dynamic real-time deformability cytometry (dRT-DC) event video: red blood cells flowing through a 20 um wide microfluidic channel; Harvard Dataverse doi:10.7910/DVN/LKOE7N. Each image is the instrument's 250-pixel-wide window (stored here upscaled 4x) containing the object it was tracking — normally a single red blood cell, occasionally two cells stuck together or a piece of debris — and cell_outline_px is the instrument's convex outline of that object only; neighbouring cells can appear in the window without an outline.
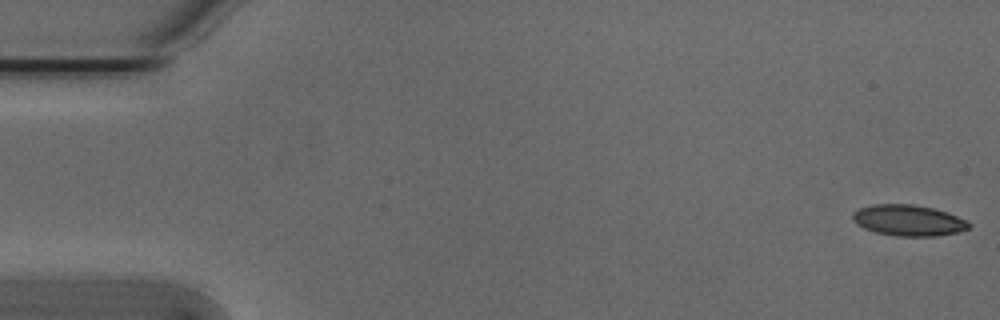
{"species": "Egyptian fruit bat (a non-hibernating species)", "species_latin": "Rousettus aegyptiacus", "temperature_condition": "cold", "stored_images_in_passage": 54, "camera_frame_rate_fps": 3000, "um_per_image_px": 0.085, "animal": {"sex": "male"}, "frame": {"image": 1, "passage_image": 1, "time_ms": 0.0, "image_size_px": [1000, 320], "cell_outline_px": [[972, 224], [968, 228], [960, 232], [936, 236], [896, 236], [876, 232], [864, 228], [856, 224], [852, 220], [852, 212], [860, 208], [872, 204], [912, 204], [932, 208], [948, 212]], "centroid_in_image_um": [77.19, 18.73], "position_along_channel_um": 7.8, "area_um2": 21.04}}
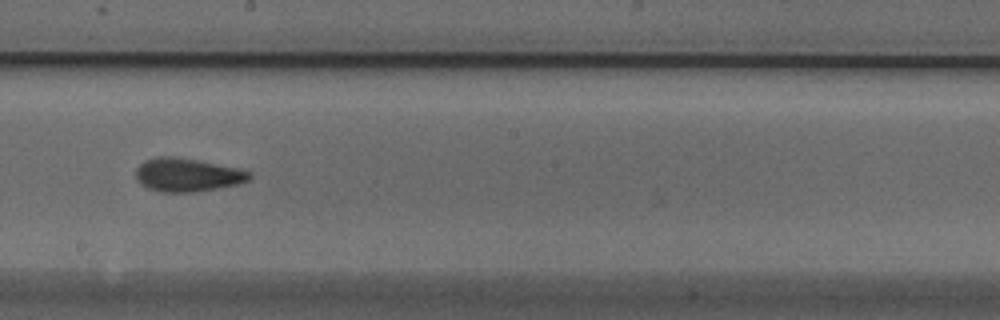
{"frame": {"image": 2, "passage_image": 30, "time_ms": 9.667, "image_size_px": [1000, 320], "cell_outline_px": [[252, 176], [248, 180], [236, 184], [216, 188], [192, 192], [160, 192], [148, 188], [140, 184], [136, 180], [136, 168], [144, 160], [156, 156], [176, 156], [200, 160], [240, 168], [252, 172]], "centroid_in_image_um": [15.9, 14.84], "position_along_channel_um": 232.3, "area_um2": 22.37}}
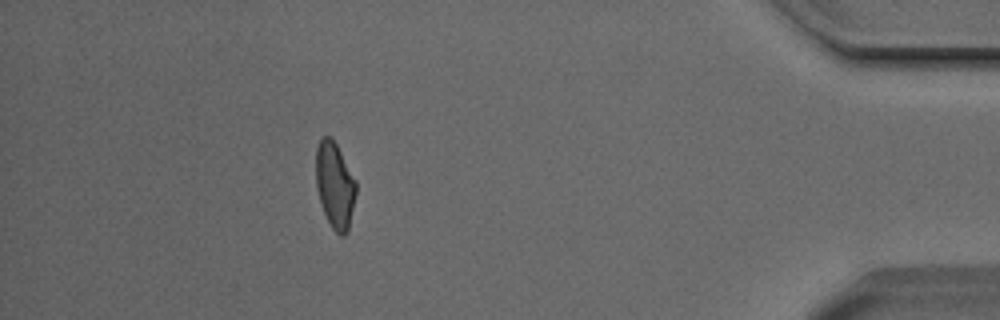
{"frame": {"image": 3, "passage_image": 48, "time_ms": 15.667, "image_size_px": [1000, 320], "cell_outline_px": [[356, 192], [348, 232], [344, 236], [340, 236], [332, 228], [324, 212], [316, 188], [316, 148], [320, 140], [324, 136], [332, 136], [356, 180]], "centroid_in_image_um": [28.46, 15.73], "position_along_channel_um": 406.7, "area_um2": 20.11}, "authors_computed_cell_mechanics": {"area_um2": 21.0392, "velocity_mm_per_s": 3.8142, "shape_relaxation_time_tau1_ms": 7.365, "shape_relaxation_time_tau2_ms": 2.1352, "deformation_change_tau1": 0.1563, "deformation_change_tau2": 0.0914}}